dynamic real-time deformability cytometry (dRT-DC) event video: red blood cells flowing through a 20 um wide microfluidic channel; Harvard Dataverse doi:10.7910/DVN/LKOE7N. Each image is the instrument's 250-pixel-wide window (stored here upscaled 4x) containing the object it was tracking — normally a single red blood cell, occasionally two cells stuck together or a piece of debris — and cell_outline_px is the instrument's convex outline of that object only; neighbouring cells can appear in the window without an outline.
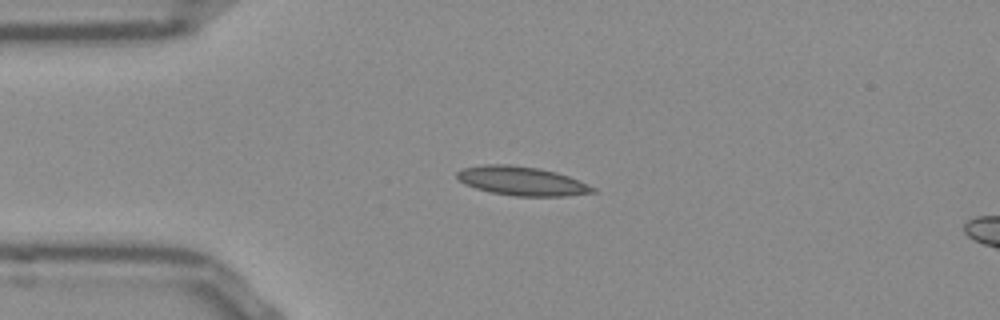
{"species": "Egyptian fruit bat (a non-hibernating species)", "species_latin": "Rousettus aegyptiacus", "temperature_condition": "room temperature", "stored_images_in_passage": 16, "camera_frame_rate_fps": 3000, "um_per_image_px": 0.085, "frame": {"image": 1, "passage_image": 12, "time_ms": 3.667, "image_size_px": [1000, 320], "cell_outline_px": [[596, 192], [564, 196], [516, 196], [492, 192], [476, 188], [464, 184], [456, 176], [456, 172], [464, 168], [484, 164], [508, 164], [540, 168], [556, 172], [580, 180], [596, 188]], "centroid_in_image_um": [44.37, 15.38], "position_along_channel_um": 40.6, "area_um2": 22.89}}